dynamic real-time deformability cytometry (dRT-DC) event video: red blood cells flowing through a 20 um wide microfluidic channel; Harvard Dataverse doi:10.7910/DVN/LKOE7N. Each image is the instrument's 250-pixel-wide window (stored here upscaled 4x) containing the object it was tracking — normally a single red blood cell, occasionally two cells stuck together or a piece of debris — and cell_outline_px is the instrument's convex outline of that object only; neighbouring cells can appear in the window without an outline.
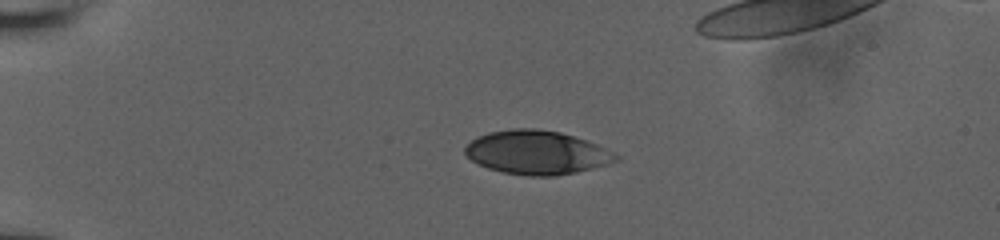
{"species": "human", "species_latin": "Homo sapiens", "temperature_condition": "room temperature", "stored_images_in_passage": 14, "camera_frame_rate_fps": 3000, "um_per_image_px": 0.085, "donor": {"sex": "male"}, "frame": {"image": 1, "passage_image": 10, "time_ms": 4.667, "image_size_px": [1000, 240], "cell_outline_px": [[620, 160], [608, 164], [576, 172], [552, 176], [528, 176], [504, 172], [488, 168], [472, 160], [464, 152], [464, 148], [476, 136], [488, 132], [512, 128], [536, 128], [560, 132], [608, 148], [620, 156]], "centroid_in_image_um": [45.64, 12.95], "position_along_channel_um": 39.4, "area_um2": 38.44}}
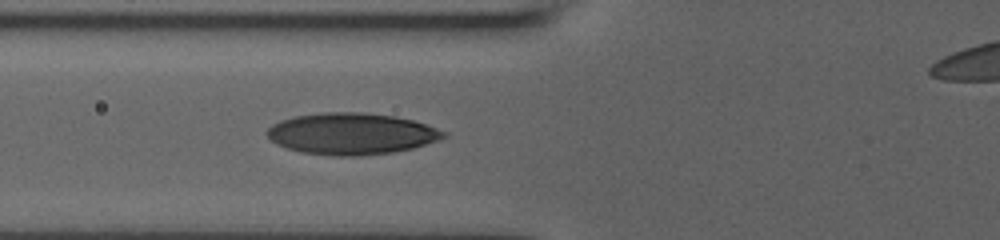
{"frame": {"image": 2, "passage_image": 14, "time_ms": 7.667, "image_size_px": [1000, 240], "cell_outline_px": [[448, 136], [412, 148], [392, 152], [356, 156], [332, 156], [300, 152], [276, 144], [268, 136], [268, 128], [272, 124], [280, 120], [296, 116], [324, 112], [364, 112], [396, 116], [412, 120], [448, 132]], "centroid_in_image_um": [29.86, 11.36], "position_along_channel_um": 95.9, "area_um2": 42.54}}